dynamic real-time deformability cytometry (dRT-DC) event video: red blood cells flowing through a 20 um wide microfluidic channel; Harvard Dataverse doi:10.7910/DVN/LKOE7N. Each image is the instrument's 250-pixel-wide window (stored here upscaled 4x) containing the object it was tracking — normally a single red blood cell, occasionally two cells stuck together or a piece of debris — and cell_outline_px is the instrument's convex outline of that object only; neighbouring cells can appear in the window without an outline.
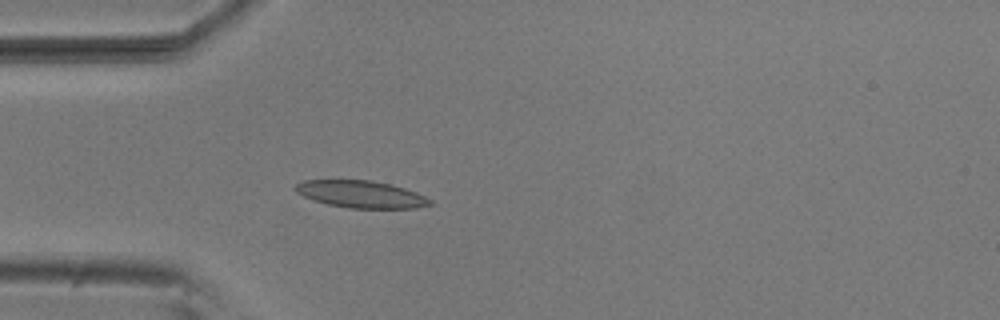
{"species": "common noctule bat (a hibernating species)", "species_latin": "Nyctalus noctula", "temperature_condition": "room temperature", "stored_images_in_passage": 5, "camera_frame_rate_fps": 3000, "um_per_image_px": 0.085, "animal": {"sex": "male", "body_mass_g": 20.5, "forearm_length_mm": 52.5}, "frame": {"image": 1, "passage_image": 5, "time_ms": 1.333, "image_size_px": [1000, 320], "cell_outline_px": [[436, 204], [416, 208], [348, 208], [328, 204], [312, 200], [296, 192], [292, 188], [296, 184], [304, 180], [372, 180], [392, 184], [416, 192], [432, 200]], "centroid_in_image_um": [30.7, 16.51], "position_along_channel_um": 54.3, "area_um2": 21.5}}